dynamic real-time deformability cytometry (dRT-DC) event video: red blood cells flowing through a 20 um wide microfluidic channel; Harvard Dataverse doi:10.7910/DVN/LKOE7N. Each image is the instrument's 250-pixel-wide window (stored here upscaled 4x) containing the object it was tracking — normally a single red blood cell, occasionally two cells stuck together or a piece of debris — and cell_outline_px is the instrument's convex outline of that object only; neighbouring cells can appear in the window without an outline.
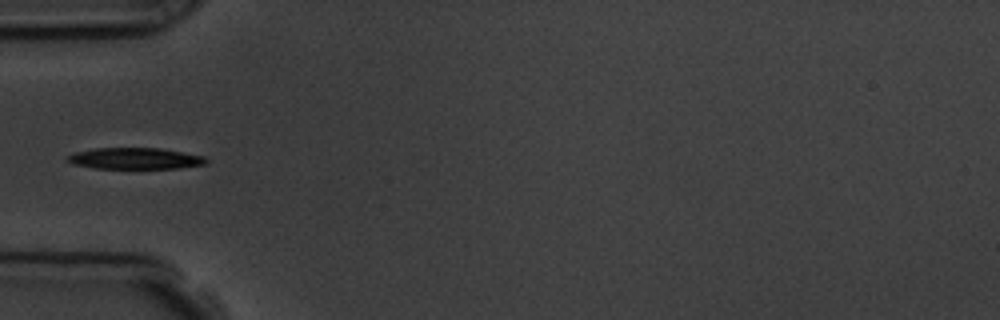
{"species": "common noctule bat (a hibernating species)", "species_latin": "Nyctalus noctula", "temperature_condition": "room temperature", "stored_images_in_passage": 5, "camera_frame_rate_fps": 3000, "um_per_image_px": 0.085, "animal": {"sex": "male", "body_mass_g": 19.5, "forearm_length_mm": 54.6}, "frame": {"image": 1, "passage_image": 5, "time_ms": 5.333, "image_size_px": [1000, 320], "cell_outline_px": [[208, 160], [204, 164], [180, 168], [96, 168], [72, 164], [64, 160], [64, 156], [76, 152], [96, 148], [160, 148], [204, 156]], "centroid_in_image_um": [11.42, 13.47], "position_along_channel_um": 73.6, "area_um2": 17.22}}